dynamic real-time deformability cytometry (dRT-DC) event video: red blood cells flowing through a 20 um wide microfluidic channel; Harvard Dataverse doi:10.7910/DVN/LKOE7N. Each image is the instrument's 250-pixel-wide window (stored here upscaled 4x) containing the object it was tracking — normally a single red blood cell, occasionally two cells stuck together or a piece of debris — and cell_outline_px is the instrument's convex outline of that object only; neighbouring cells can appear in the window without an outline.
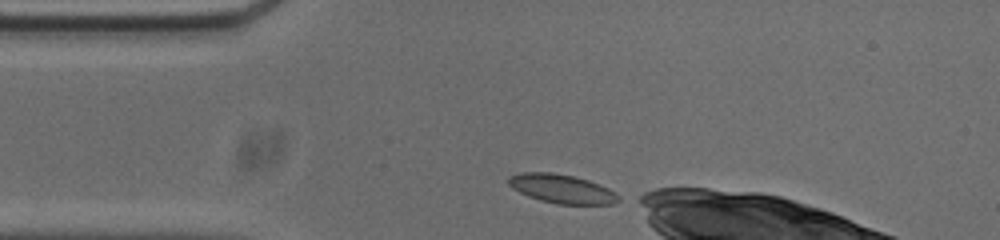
{"species": "common noctule bat (a hibernating species)", "species_latin": "Nyctalus noctula", "temperature_condition": "cold", "stored_images_in_passage": 44, "camera_frame_rate_fps": 3000, "um_per_image_px": 0.085, "animal": {"sex": "male", "body_mass_g": 20.0, "forearm_length_mm": 53.3}, "frame": {"image": 1, "passage_image": 1, "time_ms": 0.0, "image_size_px": [1000, 240], "cell_outline_px": [[624, 200], [616, 204], [556, 204], [540, 200], [528, 196], [512, 188], [508, 184], [508, 176], [524, 172], [552, 172], [572, 176], [588, 180], [600, 184], [608, 188], [620, 196]], "centroid_in_image_um": [47.79, 16.06], "position_along_channel_um": 37.2, "area_um2": 18.67}}
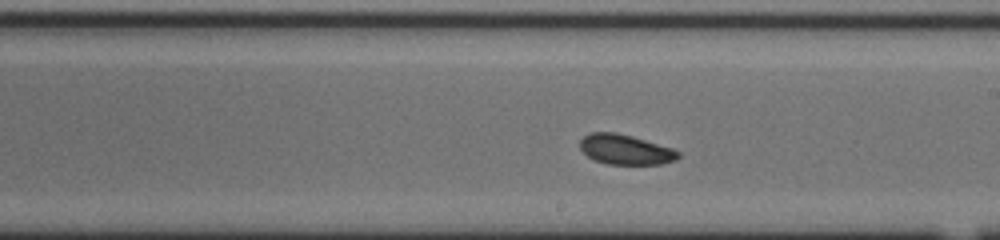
{"frame": {"image": 2, "passage_image": 19, "time_ms": 6.0, "image_size_px": [1000, 240], "cell_outline_px": [[680, 156], [676, 160], [660, 164], [608, 164], [592, 160], [580, 148], [580, 140], [588, 132], [616, 132], [632, 136], [672, 148], [680, 152]], "centroid_in_image_um": [53.14, 12.71], "position_along_channel_um": 235.9, "area_um2": 17.22}}
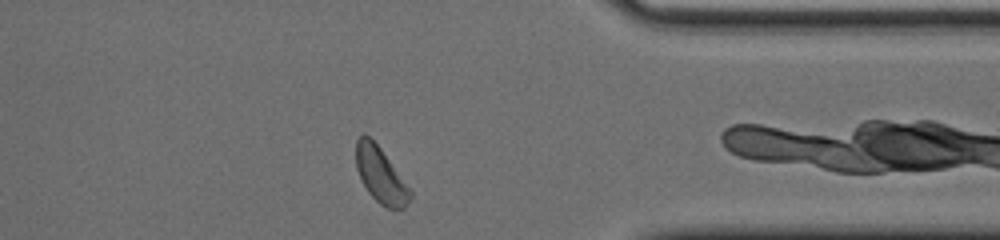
{"frame": {"image": 3, "passage_image": 32, "time_ms": 10.333, "image_size_px": [1000, 240], "cell_outline_px": [[412, 196], [408, 204], [404, 208], [388, 208], [380, 204], [368, 192], [360, 180], [356, 168], [356, 140], [364, 132], [380, 148], [412, 192]], "centroid_in_image_um": [32.33, 14.89], "position_along_channel_um": 379.1, "area_um2": 17.28}, "authors_computed_cell_mechanics": {"area_um2": 17.8313, "velocity_mm_per_s": 3.6738, "shape_relaxation_time_tau1_ms": 2.8163, "shape_relaxation_time_tau2_ms": null, "deformation_change_tau1": 0.0416, "deformation_change_tau2": null}}